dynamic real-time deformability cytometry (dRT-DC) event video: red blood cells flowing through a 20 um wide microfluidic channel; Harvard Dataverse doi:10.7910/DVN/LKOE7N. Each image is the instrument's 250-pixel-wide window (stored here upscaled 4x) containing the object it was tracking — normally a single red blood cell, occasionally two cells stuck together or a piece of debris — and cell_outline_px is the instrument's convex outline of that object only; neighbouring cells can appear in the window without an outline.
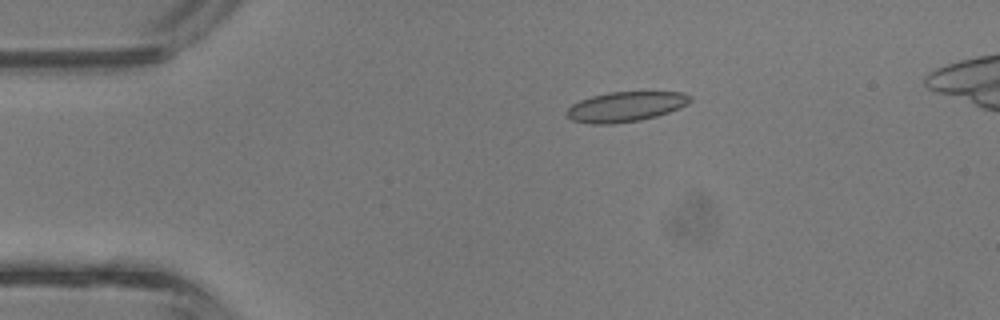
{"species": "common noctule bat (a hibernating species)", "species_latin": "Nyctalus noctula", "temperature_condition": "room temperature", "stored_images_in_passage": 2, "camera_frame_rate_fps": 3000, "um_per_image_px": 0.085, "animal": {"sex": "male", "body_mass_g": 13.3}, "frame": {"image": 1, "passage_image": 2, "time_ms": 0.333, "image_size_px": [1000, 320], "cell_outline_px": [[692, 100], [688, 104], [680, 108], [656, 116], [640, 120], [612, 124], [592, 124], [572, 120], [564, 112], [572, 104], [580, 100], [592, 96], [608, 92], [684, 92], [692, 96]], "centroid_in_image_um": [53.19, 9.06], "position_along_channel_um": 31.8, "area_um2": 21.62}}